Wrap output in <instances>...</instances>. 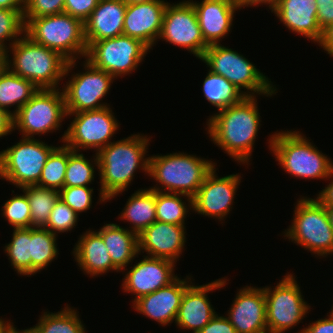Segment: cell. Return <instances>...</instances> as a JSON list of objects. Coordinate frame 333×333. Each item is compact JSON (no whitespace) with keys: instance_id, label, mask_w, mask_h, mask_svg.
<instances>
[{"instance_id":"22","label":"cell","mask_w":333,"mask_h":333,"mask_svg":"<svg viewBox=\"0 0 333 333\" xmlns=\"http://www.w3.org/2000/svg\"><path fill=\"white\" fill-rule=\"evenodd\" d=\"M185 233L184 225L155 221L138 235L139 252L176 263L185 246Z\"/></svg>"},{"instance_id":"21","label":"cell","mask_w":333,"mask_h":333,"mask_svg":"<svg viewBox=\"0 0 333 333\" xmlns=\"http://www.w3.org/2000/svg\"><path fill=\"white\" fill-rule=\"evenodd\" d=\"M167 4L164 0H152L127 5L123 35L139 39L151 49L160 36Z\"/></svg>"},{"instance_id":"26","label":"cell","mask_w":333,"mask_h":333,"mask_svg":"<svg viewBox=\"0 0 333 333\" xmlns=\"http://www.w3.org/2000/svg\"><path fill=\"white\" fill-rule=\"evenodd\" d=\"M73 250L80 269L92 277L106 274L110 270L119 271L113 265L101 235L96 231L88 230L81 235Z\"/></svg>"},{"instance_id":"34","label":"cell","mask_w":333,"mask_h":333,"mask_svg":"<svg viewBox=\"0 0 333 333\" xmlns=\"http://www.w3.org/2000/svg\"><path fill=\"white\" fill-rule=\"evenodd\" d=\"M63 309L57 313L44 312L33 327L39 333H86L77 311L68 306Z\"/></svg>"},{"instance_id":"52","label":"cell","mask_w":333,"mask_h":333,"mask_svg":"<svg viewBox=\"0 0 333 333\" xmlns=\"http://www.w3.org/2000/svg\"><path fill=\"white\" fill-rule=\"evenodd\" d=\"M16 328L13 323L4 320H0V333H12Z\"/></svg>"},{"instance_id":"17","label":"cell","mask_w":333,"mask_h":333,"mask_svg":"<svg viewBox=\"0 0 333 333\" xmlns=\"http://www.w3.org/2000/svg\"><path fill=\"white\" fill-rule=\"evenodd\" d=\"M143 258L123 278V290L133 293L135 295L134 301L141 296L168 286L177 278L173 274L174 262L157 257L144 256Z\"/></svg>"},{"instance_id":"38","label":"cell","mask_w":333,"mask_h":333,"mask_svg":"<svg viewBox=\"0 0 333 333\" xmlns=\"http://www.w3.org/2000/svg\"><path fill=\"white\" fill-rule=\"evenodd\" d=\"M23 11L0 8V48L6 50L7 53H9V48L5 45V40L12 39L9 44L11 46L24 34Z\"/></svg>"},{"instance_id":"15","label":"cell","mask_w":333,"mask_h":333,"mask_svg":"<svg viewBox=\"0 0 333 333\" xmlns=\"http://www.w3.org/2000/svg\"><path fill=\"white\" fill-rule=\"evenodd\" d=\"M159 39L186 48L199 59L209 46L204 41L195 9L190 0L167 4Z\"/></svg>"},{"instance_id":"20","label":"cell","mask_w":333,"mask_h":333,"mask_svg":"<svg viewBox=\"0 0 333 333\" xmlns=\"http://www.w3.org/2000/svg\"><path fill=\"white\" fill-rule=\"evenodd\" d=\"M187 278L181 280L177 277L168 286L139 297L137 300L132 301L133 308L162 325L173 323V321H176L183 294L192 284L191 279Z\"/></svg>"},{"instance_id":"46","label":"cell","mask_w":333,"mask_h":333,"mask_svg":"<svg viewBox=\"0 0 333 333\" xmlns=\"http://www.w3.org/2000/svg\"><path fill=\"white\" fill-rule=\"evenodd\" d=\"M329 313L327 318L310 323L298 333H333V310Z\"/></svg>"},{"instance_id":"19","label":"cell","mask_w":333,"mask_h":333,"mask_svg":"<svg viewBox=\"0 0 333 333\" xmlns=\"http://www.w3.org/2000/svg\"><path fill=\"white\" fill-rule=\"evenodd\" d=\"M226 279L214 280L199 286L190 285L183 294L175 323L181 329L198 333L216 315L207 297L210 291L223 288Z\"/></svg>"},{"instance_id":"35","label":"cell","mask_w":333,"mask_h":333,"mask_svg":"<svg viewBox=\"0 0 333 333\" xmlns=\"http://www.w3.org/2000/svg\"><path fill=\"white\" fill-rule=\"evenodd\" d=\"M13 230V238L5 246V252L18 274L31 276V228Z\"/></svg>"},{"instance_id":"48","label":"cell","mask_w":333,"mask_h":333,"mask_svg":"<svg viewBox=\"0 0 333 333\" xmlns=\"http://www.w3.org/2000/svg\"><path fill=\"white\" fill-rule=\"evenodd\" d=\"M13 131V115L0 108V137L8 135Z\"/></svg>"},{"instance_id":"18","label":"cell","mask_w":333,"mask_h":333,"mask_svg":"<svg viewBox=\"0 0 333 333\" xmlns=\"http://www.w3.org/2000/svg\"><path fill=\"white\" fill-rule=\"evenodd\" d=\"M228 311L227 318L237 333H268L263 288L243 287Z\"/></svg>"},{"instance_id":"33","label":"cell","mask_w":333,"mask_h":333,"mask_svg":"<svg viewBox=\"0 0 333 333\" xmlns=\"http://www.w3.org/2000/svg\"><path fill=\"white\" fill-rule=\"evenodd\" d=\"M185 196L188 206L193 208V198L184 194L156 191V219L159 222L184 225L188 213L187 204L182 201Z\"/></svg>"},{"instance_id":"36","label":"cell","mask_w":333,"mask_h":333,"mask_svg":"<svg viewBox=\"0 0 333 333\" xmlns=\"http://www.w3.org/2000/svg\"><path fill=\"white\" fill-rule=\"evenodd\" d=\"M68 163V147H56L48 156L37 186L60 191L64 187Z\"/></svg>"},{"instance_id":"8","label":"cell","mask_w":333,"mask_h":333,"mask_svg":"<svg viewBox=\"0 0 333 333\" xmlns=\"http://www.w3.org/2000/svg\"><path fill=\"white\" fill-rule=\"evenodd\" d=\"M294 220L285 236L318 256L333 254V227L317 199L302 197L297 201Z\"/></svg>"},{"instance_id":"57","label":"cell","mask_w":333,"mask_h":333,"mask_svg":"<svg viewBox=\"0 0 333 333\" xmlns=\"http://www.w3.org/2000/svg\"><path fill=\"white\" fill-rule=\"evenodd\" d=\"M12 333H21V332L15 329Z\"/></svg>"},{"instance_id":"30","label":"cell","mask_w":333,"mask_h":333,"mask_svg":"<svg viewBox=\"0 0 333 333\" xmlns=\"http://www.w3.org/2000/svg\"><path fill=\"white\" fill-rule=\"evenodd\" d=\"M203 94L206 100L221 111L241 102L246 95L235 85L219 74L210 70L203 81Z\"/></svg>"},{"instance_id":"45","label":"cell","mask_w":333,"mask_h":333,"mask_svg":"<svg viewBox=\"0 0 333 333\" xmlns=\"http://www.w3.org/2000/svg\"><path fill=\"white\" fill-rule=\"evenodd\" d=\"M317 22L321 30L333 24V0H316Z\"/></svg>"},{"instance_id":"41","label":"cell","mask_w":333,"mask_h":333,"mask_svg":"<svg viewBox=\"0 0 333 333\" xmlns=\"http://www.w3.org/2000/svg\"><path fill=\"white\" fill-rule=\"evenodd\" d=\"M92 193L93 188L88 186L63 187L59 198L79 215L91 208Z\"/></svg>"},{"instance_id":"42","label":"cell","mask_w":333,"mask_h":333,"mask_svg":"<svg viewBox=\"0 0 333 333\" xmlns=\"http://www.w3.org/2000/svg\"><path fill=\"white\" fill-rule=\"evenodd\" d=\"M64 4L65 0H25L23 19L63 13Z\"/></svg>"},{"instance_id":"27","label":"cell","mask_w":333,"mask_h":333,"mask_svg":"<svg viewBox=\"0 0 333 333\" xmlns=\"http://www.w3.org/2000/svg\"><path fill=\"white\" fill-rule=\"evenodd\" d=\"M107 247L113 265L122 271L139 253L138 235L120 225L110 223L97 231Z\"/></svg>"},{"instance_id":"44","label":"cell","mask_w":333,"mask_h":333,"mask_svg":"<svg viewBox=\"0 0 333 333\" xmlns=\"http://www.w3.org/2000/svg\"><path fill=\"white\" fill-rule=\"evenodd\" d=\"M198 333H237L226 316L216 314Z\"/></svg>"},{"instance_id":"10","label":"cell","mask_w":333,"mask_h":333,"mask_svg":"<svg viewBox=\"0 0 333 333\" xmlns=\"http://www.w3.org/2000/svg\"><path fill=\"white\" fill-rule=\"evenodd\" d=\"M60 89H39L33 97L13 115V130L18 129L23 138H34L59 130L67 117L65 97Z\"/></svg>"},{"instance_id":"56","label":"cell","mask_w":333,"mask_h":333,"mask_svg":"<svg viewBox=\"0 0 333 333\" xmlns=\"http://www.w3.org/2000/svg\"><path fill=\"white\" fill-rule=\"evenodd\" d=\"M21 333H39L34 327L20 331Z\"/></svg>"},{"instance_id":"39","label":"cell","mask_w":333,"mask_h":333,"mask_svg":"<svg viewBox=\"0 0 333 333\" xmlns=\"http://www.w3.org/2000/svg\"><path fill=\"white\" fill-rule=\"evenodd\" d=\"M2 215L14 229L31 228V212L29 202L24 192L23 195H15L5 202L2 207Z\"/></svg>"},{"instance_id":"53","label":"cell","mask_w":333,"mask_h":333,"mask_svg":"<svg viewBox=\"0 0 333 333\" xmlns=\"http://www.w3.org/2000/svg\"><path fill=\"white\" fill-rule=\"evenodd\" d=\"M7 51L0 48V74L7 68Z\"/></svg>"},{"instance_id":"32","label":"cell","mask_w":333,"mask_h":333,"mask_svg":"<svg viewBox=\"0 0 333 333\" xmlns=\"http://www.w3.org/2000/svg\"><path fill=\"white\" fill-rule=\"evenodd\" d=\"M56 237L45 228H31V275L45 269L59 254Z\"/></svg>"},{"instance_id":"40","label":"cell","mask_w":333,"mask_h":333,"mask_svg":"<svg viewBox=\"0 0 333 333\" xmlns=\"http://www.w3.org/2000/svg\"><path fill=\"white\" fill-rule=\"evenodd\" d=\"M78 217V214L69 205L58 198L49 215L45 229L53 234L68 232L76 226Z\"/></svg>"},{"instance_id":"47","label":"cell","mask_w":333,"mask_h":333,"mask_svg":"<svg viewBox=\"0 0 333 333\" xmlns=\"http://www.w3.org/2000/svg\"><path fill=\"white\" fill-rule=\"evenodd\" d=\"M319 46L330 56H333V24L328 25L322 30V36L318 42Z\"/></svg>"},{"instance_id":"14","label":"cell","mask_w":333,"mask_h":333,"mask_svg":"<svg viewBox=\"0 0 333 333\" xmlns=\"http://www.w3.org/2000/svg\"><path fill=\"white\" fill-rule=\"evenodd\" d=\"M85 73L72 74L71 80L62 88L67 113L96 110L108 105L100 101L110 90L115 79L104 70L94 67L89 61H84Z\"/></svg>"},{"instance_id":"49","label":"cell","mask_w":333,"mask_h":333,"mask_svg":"<svg viewBox=\"0 0 333 333\" xmlns=\"http://www.w3.org/2000/svg\"><path fill=\"white\" fill-rule=\"evenodd\" d=\"M330 177H333V168L330 173ZM323 206H333V181L325 187V189H322V191L317 195L316 198Z\"/></svg>"},{"instance_id":"16","label":"cell","mask_w":333,"mask_h":333,"mask_svg":"<svg viewBox=\"0 0 333 333\" xmlns=\"http://www.w3.org/2000/svg\"><path fill=\"white\" fill-rule=\"evenodd\" d=\"M216 167L206 175L203 184L193 197V210L197 214L217 218L221 221L232 209L234 195L240 184L241 175L217 177Z\"/></svg>"},{"instance_id":"51","label":"cell","mask_w":333,"mask_h":333,"mask_svg":"<svg viewBox=\"0 0 333 333\" xmlns=\"http://www.w3.org/2000/svg\"><path fill=\"white\" fill-rule=\"evenodd\" d=\"M25 0H0V8L24 10Z\"/></svg>"},{"instance_id":"2","label":"cell","mask_w":333,"mask_h":333,"mask_svg":"<svg viewBox=\"0 0 333 333\" xmlns=\"http://www.w3.org/2000/svg\"><path fill=\"white\" fill-rule=\"evenodd\" d=\"M147 136L132 135L109 143L95 154L100 175V202L126 190L137 168L149 173V157L144 158L149 144Z\"/></svg>"},{"instance_id":"23","label":"cell","mask_w":333,"mask_h":333,"mask_svg":"<svg viewBox=\"0 0 333 333\" xmlns=\"http://www.w3.org/2000/svg\"><path fill=\"white\" fill-rule=\"evenodd\" d=\"M195 9L204 41L208 45L219 44L232 26L234 13L239 9L236 0L190 1Z\"/></svg>"},{"instance_id":"5","label":"cell","mask_w":333,"mask_h":333,"mask_svg":"<svg viewBox=\"0 0 333 333\" xmlns=\"http://www.w3.org/2000/svg\"><path fill=\"white\" fill-rule=\"evenodd\" d=\"M214 166L216 165L211 160L180 152L151 156L148 176L162 184V189L159 186L149 189L184 194L193 198Z\"/></svg>"},{"instance_id":"50","label":"cell","mask_w":333,"mask_h":333,"mask_svg":"<svg viewBox=\"0 0 333 333\" xmlns=\"http://www.w3.org/2000/svg\"><path fill=\"white\" fill-rule=\"evenodd\" d=\"M280 0H236V3L240 8L246 7V6H257L258 4H269L270 10L274 9L278 4Z\"/></svg>"},{"instance_id":"43","label":"cell","mask_w":333,"mask_h":333,"mask_svg":"<svg viewBox=\"0 0 333 333\" xmlns=\"http://www.w3.org/2000/svg\"><path fill=\"white\" fill-rule=\"evenodd\" d=\"M100 0H65L64 13L80 19L83 23L89 18Z\"/></svg>"},{"instance_id":"6","label":"cell","mask_w":333,"mask_h":333,"mask_svg":"<svg viewBox=\"0 0 333 333\" xmlns=\"http://www.w3.org/2000/svg\"><path fill=\"white\" fill-rule=\"evenodd\" d=\"M24 34L37 44L57 51L68 61L86 57L84 23L67 13L23 19ZM77 55V56H75Z\"/></svg>"},{"instance_id":"13","label":"cell","mask_w":333,"mask_h":333,"mask_svg":"<svg viewBox=\"0 0 333 333\" xmlns=\"http://www.w3.org/2000/svg\"><path fill=\"white\" fill-rule=\"evenodd\" d=\"M111 108L106 106L96 110L67 113L75 115L74 120L64 132L62 142L74 151L106 147L114 133L119 129L117 119Z\"/></svg>"},{"instance_id":"31","label":"cell","mask_w":333,"mask_h":333,"mask_svg":"<svg viewBox=\"0 0 333 333\" xmlns=\"http://www.w3.org/2000/svg\"><path fill=\"white\" fill-rule=\"evenodd\" d=\"M26 193L30 212L31 228H45L54 204L59 198V191L30 185L21 188Z\"/></svg>"},{"instance_id":"1","label":"cell","mask_w":333,"mask_h":333,"mask_svg":"<svg viewBox=\"0 0 333 333\" xmlns=\"http://www.w3.org/2000/svg\"><path fill=\"white\" fill-rule=\"evenodd\" d=\"M256 96H246L208 120L211 141L242 164L250 162L258 128L261 125Z\"/></svg>"},{"instance_id":"4","label":"cell","mask_w":333,"mask_h":333,"mask_svg":"<svg viewBox=\"0 0 333 333\" xmlns=\"http://www.w3.org/2000/svg\"><path fill=\"white\" fill-rule=\"evenodd\" d=\"M269 138V149L290 175L302 179H327L333 162L299 131H282Z\"/></svg>"},{"instance_id":"29","label":"cell","mask_w":333,"mask_h":333,"mask_svg":"<svg viewBox=\"0 0 333 333\" xmlns=\"http://www.w3.org/2000/svg\"><path fill=\"white\" fill-rule=\"evenodd\" d=\"M38 90L39 88L31 81L17 76L6 68L0 74V108L14 115ZM14 105L16 109L12 113L7 108Z\"/></svg>"},{"instance_id":"9","label":"cell","mask_w":333,"mask_h":333,"mask_svg":"<svg viewBox=\"0 0 333 333\" xmlns=\"http://www.w3.org/2000/svg\"><path fill=\"white\" fill-rule=\"evenodd\" d=\"M35 138H23L20 142L0 152V178L20 189L37 185L50 153L55 149Z\"/></svg>"},{"instance_id":"7","label":"cell","mask_w":333,"mask_h":333,"mask_svg":"<svg viewBox=\"0 0 333 333\" xmlns=\"http://www.w3.org/2000/svg\"><path fill=\"white\" fill-rule=\"evenodd\" d=\"M200 60L211 72L223 76L240 91L246 88V96H255L256 93L271 97L277 92L268 77L258 71L248 59L220 43L209 45Z\"/></svg>"},{"instance_id":"28","label":"cell","mask_w":333,"mask_h":333,"mask_svg":"<svg viewBox=\"0 0 333 333\" xmlns=\"http://www.w3.org/2000/svg\"><path fill=\"white\" fill-rule=\"evenodd\" d=\"M156 191L152 189H139L128 198L126 206L121 213L122 220L129 221L131 231L141 234L156 219Z\"/></svg>"},{"instance_id":"11","label":"cell","mask_w":333,"mask_h":333,"mask_svg":"<svg viewBox=\"0 0 333 333\" xmlns=\"http://www.w3.org/2000/svg\"><path fill=\"white\" fill-rule=\"evenodd\" d=\"M149 49L141 40L122 34L92 42L85 59L117 78L137 69Z\"/></svg>"},{"instance_id":"54","label":"cell","mask_w":333,"mask_h":333,"mask_svg":"<svg viewBox=\"0 0 333 333\" xmlns=\"http://www.w3.org/2000/svg\"><path fill=\"white\" fill-rule=\"evenodd\" d=\"M330 225L333 227V206H325Z\"/></svg>"},{"instance_id":"55","label":"cell","mask_w":333,"mask_h":333,"mask_svg":"<svg viewBox=\"0 0 333 333\" xmlns=\"http://www.w3.org/2000/svg\"><path fill=\"white\" fill-rule=\"evenodd\" d=\"M126 5H134L140 3H146L152 0H122Z\"/></svg>"},{"instance_id":"25","label":"cell","mask_w":333,"mask_h":333,"mask_svg":"<svg viewBox=\"0 0 333 333\" xmlns=\"http://www.w3.org/2000/svg\"><path fill=\"white\" fill-rule=\"evenodd\" d=\"M271 11L290 31L319 42L322 30L317 22L316 0H280Z\"/></svg>"},{"instance_id":"3","label":"cell","mask_w":333,"mask_h":333,"mask_svg":"<svg viewBox=\"0 0 333 333\" xmlns=\"http://www.w3.org/2000/svg\"><path fill=\"white\" fill-rule=\"evenodd\" d=\"M23 36L9 46L13 58L9 60L11 57L7 53V68L39 89H58L59 81L76 66V61H68L57 51Z\"/></svg>"},{"instance_id":"37","label":"cell","mask_w":333,"mask_h":333,"mask_svg":"<svg viewBox=\"0 0 333 333\" xmlns=\"http://www.w3.org/2000/svg\"><path fill=\"white\" fill-rule=\"evenodd\" d=\"M78 152L68 147V163L64 187L88 186L94 180V165L98 166L97 155L94 156L93 162L95 163L91 164L90 160Z\"/></svg>"},{"instance_id":"24","label":"cell","mask_w":333,"mask_h":333,"mask_svg":"<svg viewBox=\"0 0 333 333\" xmlns=\"http://www.w3.org/2000/svg\"><path fill=\"white\" fill-rule=\"evenodd\" d=\"M126 8L122 0H100L84 22L87 46L95 41L122 35Z\"/></svg>"},{"instance_id":"12","label":"cell","mask_w":333,"mask_h":333,"mask_svg":"<svg viewBox=\"0 0 333 333\" xmlns=\"http://www.w3.org/2000/svg\"><path fill=\"white\" fill-rule=\"evenodd\" d=\"M263 289L268 333H284L309 313L310 306L304 301L292 274L284 276L273 290L270 287Z\"/></svg>"}]
</instances>
